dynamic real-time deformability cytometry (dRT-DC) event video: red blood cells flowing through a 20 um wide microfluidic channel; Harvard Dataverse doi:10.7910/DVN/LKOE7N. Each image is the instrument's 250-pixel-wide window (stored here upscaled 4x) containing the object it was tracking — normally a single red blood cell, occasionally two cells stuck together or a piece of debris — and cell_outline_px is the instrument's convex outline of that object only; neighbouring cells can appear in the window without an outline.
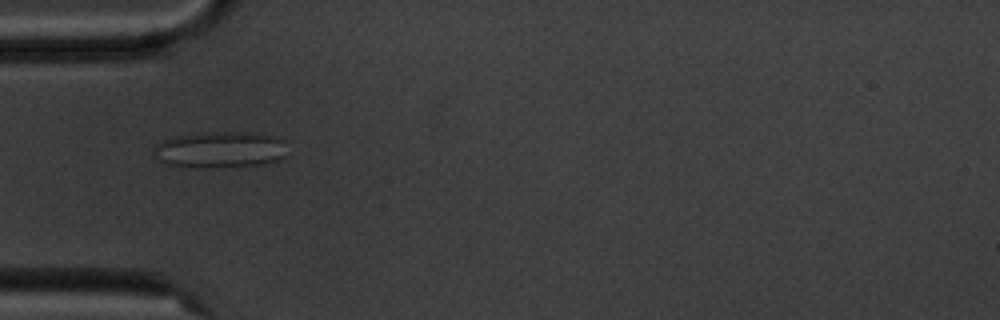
{"species": "common noctule bat (a hibernating species)", "species_latin": "Nyctalus noctula", "temperature_condition": "cold", "stored_images_in_passage": 11, "camera_frame_rate_fps": 3000, "um_per_image_px": 0.085, "animal": {"sex": "male", "body_mass_g": 20.1, "forearm_length_mm": 53.5}, "frame": {"image": 1, "passage_image": 5, "time_ms": 5.333, "image_size_px": [1000, 320], "cell_outline_px": [[284, 156], [280, 160], [264, 164], [212, 168], [180, 168], [164, 164], [152, 156], [152, 148], [160, 140], [176, 136], [200, 132], [244, 132], [276, 136], [284, 140]], "centroid_in_image_um": [18.59, 12.74], "position_along_channel_um": 66.4, "area_um2": 29.13}}
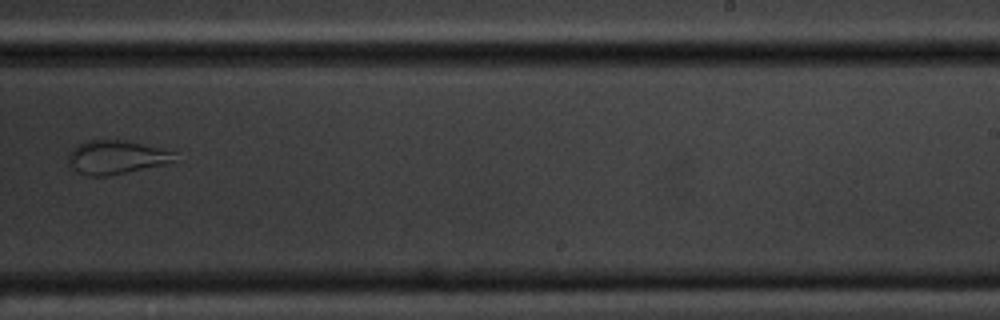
{"frame": {"image": 2, "passage_image": 10, "time_ms": 11.333, "image_size_px": [1000, 320], "cell_outline_px": [[176, 160], [164, 164], [108, 176], [88, 176], [76, 172], [68, 164], [68, 152], [72, 148], [88, 140], [124, 140], [160, 148], [176, 152]], "centroid_in_image_um": [9.84, 13.37], "position_along_channel_um": 279.2, "area_um2": 20.87}}
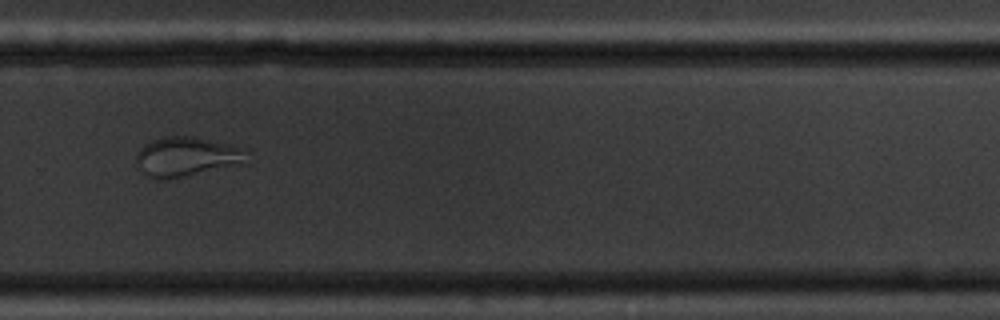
{"frame": {"image": 3, "passage_image": 11, "time_ms": 12.333, "image_size_px": [1000, 320], "cell_outline_px": [[248, 148], [236, 160], [228, 164], [168, 180], [156, 180], [144, 176], [136, 160], [136, 152], [144, 144], [152, 140], [164, 136], [192, 136]], "centroid_in_image_um": [15.62, 13.29], "position_along_channel_um": 314.2, "area_um2": 24.33}}